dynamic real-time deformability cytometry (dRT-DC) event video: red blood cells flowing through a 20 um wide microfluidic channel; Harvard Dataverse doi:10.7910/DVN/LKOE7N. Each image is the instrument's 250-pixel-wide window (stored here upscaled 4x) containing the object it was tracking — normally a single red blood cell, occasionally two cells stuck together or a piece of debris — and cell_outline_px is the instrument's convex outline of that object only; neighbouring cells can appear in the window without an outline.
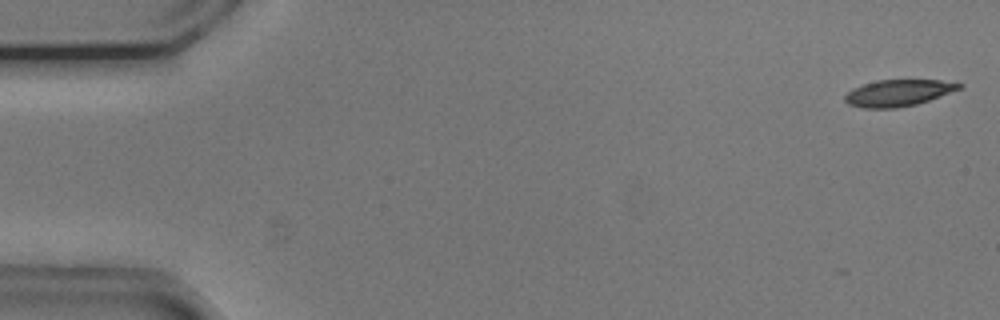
{"species": "common noctule bat (a hibernating species)", "species_latin": "Nyctalus noctula", "temperature_condition": "cold", "stored_images_in_passage": 20, "camera_frame_rate_fps": 3000, "um_per_image_px": 0.085, "animal": {"sex": "male", "body_mass_g": 20.5, "forearm_length_mm": 52.5}, "frame": {"image": 1, "passage_image": 1, "time_ms": 0.0, "image_size_px": [1000, 320], "cell_outline_px": [[964, 84], [960, 88], [928, 100], [916, 104], [896, 108], [864, 108], [848, 104], [844, 100], [844, 96], [852, 88], [876, 80], [940, 80]], "centroid_in_image_um": [76.3, 7.89], "position_along_channel_um": 8.7, "area_um2": 17.46}}